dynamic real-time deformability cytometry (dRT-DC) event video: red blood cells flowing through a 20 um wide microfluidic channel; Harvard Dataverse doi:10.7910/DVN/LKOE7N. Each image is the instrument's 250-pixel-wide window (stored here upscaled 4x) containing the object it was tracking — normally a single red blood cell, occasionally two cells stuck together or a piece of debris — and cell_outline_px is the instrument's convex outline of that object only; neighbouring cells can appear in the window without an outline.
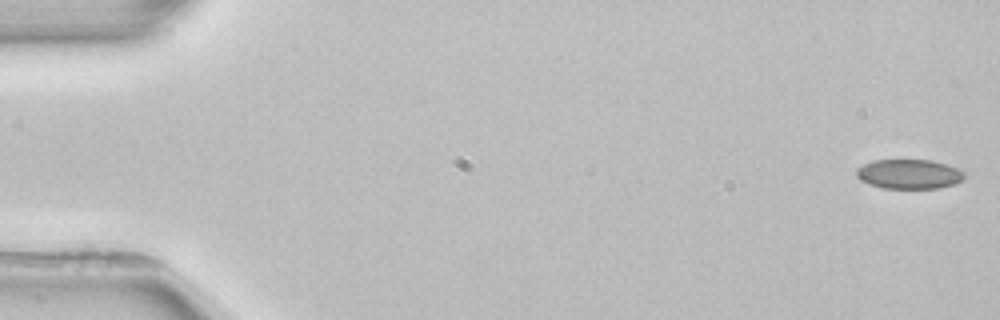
{"species": "common noctule bat (a hibernating species)", "species_latin": "Nyctalus noctula", "temperature_condition": "room temperature", "stored_images_in_passage": 4, "camera_frame_rate_fps": 3000, "um_per_image_px": 0.085, "animal": {"sex": "female", "body_mass_g": 22.7, "forearm_length_mm": 54.2}, "frame": {"image": 1, "passage_image": 1, "time_ms": 0.0, "image_size_px": [1000, 320], "cell_outline_px": [[964, 180], [956, 184], [936, 188], [884, 188], [868, 184], [860, 180], [856, 176], [856, 168], [872, 160], [932, 160], [956, 168], [964, 172]], "centroid_in_image_um": [77.25, 14.8], "position_along_channel_um": 7.8, "area_um2": 18.61}}
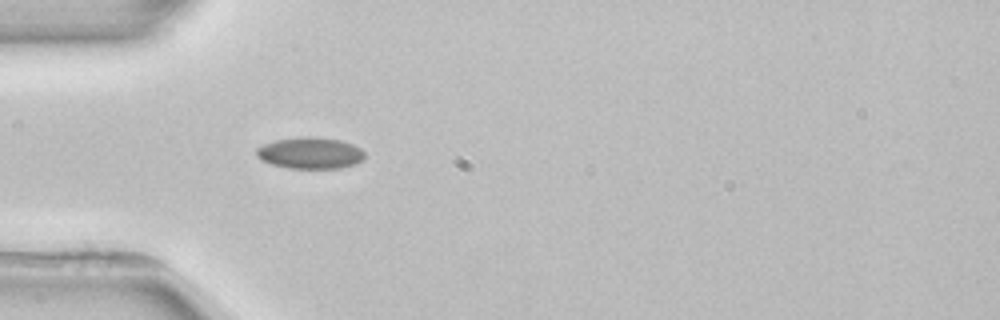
{"frame": {"image": 2, "passage_image": 4, "time_ms": 5.0, "image_size_px": [1000, 320], "cell_outline_px": [[364, 160], [356, 164], [340, 168], [288, 168], [272, 164], [260, 160], [256, 156], [256, 148], [264, 144], [276, 140], [304, 136], [316, 136], [340, 140], [352, 144], [360, 148], [364, 152]], "centroid_in_image_um": [26.37, 13.0], "position_along_channel_um": 58.6, "area_um2": 20.0}}